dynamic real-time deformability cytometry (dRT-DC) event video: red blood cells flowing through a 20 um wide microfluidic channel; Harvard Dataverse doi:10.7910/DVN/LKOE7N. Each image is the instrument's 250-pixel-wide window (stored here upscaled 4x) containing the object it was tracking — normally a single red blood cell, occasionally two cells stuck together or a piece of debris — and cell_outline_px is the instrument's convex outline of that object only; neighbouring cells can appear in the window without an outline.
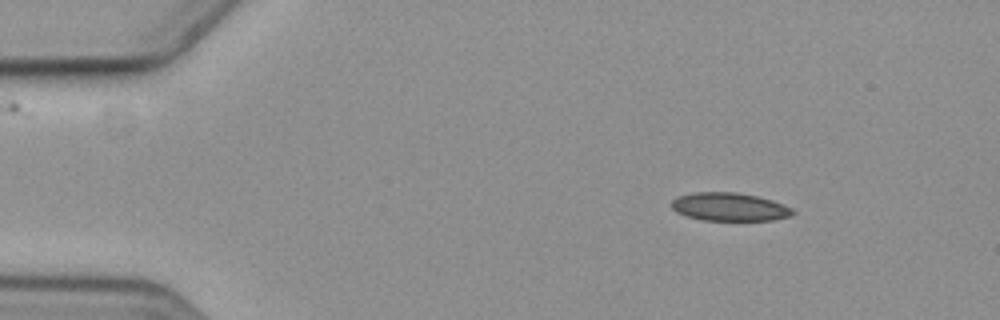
{"species": "common noctule bat (a hibernating species)", "species_latin": "Nyctalus noctula", "temperature_condition": "cold", "stored_images_in_passage": 4, "camera_frame_rate_fps": 3000, "um_per_image_px": 0.085, "animal": {"sex": "female", "body_mass_g": 19.3, "forearm_length_mm": 54.1}, "frame": {"image": 1, "passage_image": 2, "time_ms": 1.0, "image_size_px": [1000, 320], "cell_outline_px": [[796, 212], [792, 216], [772, 220], [704, 220], [684, 216], [676, 212], [672, 208], [672, 200], [680, 196], [692, 192], [736, 192], [756, 196], [772, 200], [792, 208]], "centroid_in_image_um": [62.01, 17.59], "position_along_channel_um": 23.0, "area_um2": 19.94}}